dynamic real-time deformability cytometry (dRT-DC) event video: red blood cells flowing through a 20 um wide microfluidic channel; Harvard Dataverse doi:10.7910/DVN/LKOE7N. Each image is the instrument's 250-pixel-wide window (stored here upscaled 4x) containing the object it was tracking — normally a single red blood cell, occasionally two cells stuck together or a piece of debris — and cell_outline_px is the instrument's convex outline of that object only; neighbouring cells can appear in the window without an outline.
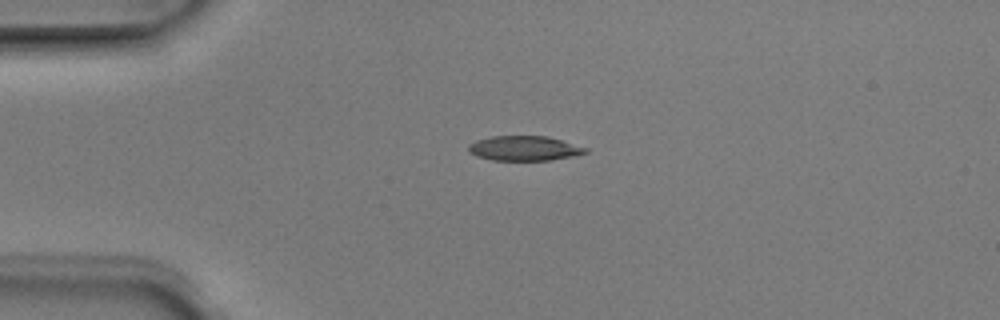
{"species": "Egyptian fruit bat (a non-hibernating species)", "species_latin": "Rousettus aegyptiacus", "temperature_condition": "room temperature", "stored_images_in_passage": 3, "camera_frame_rate_fps": 3000, "um_per_image_px": 0.085, "animal": {"sex": "male"}, "frame": {"image": 1, "passage_image": 2, "time_ms": 0.333, "image_size_px": [1000, 320], "cell_outline_px": [[588, 152], [572, 156], [552, 160], [492, 160], [476, 156], [468, 152], [468, 144], [476, 140], [492, 136], [548, 136], [588, 148]], "centroid_in_image_um": [44.54, 12.6], "position_along_channel_um": 40.5, "area_um2": 16.94}}